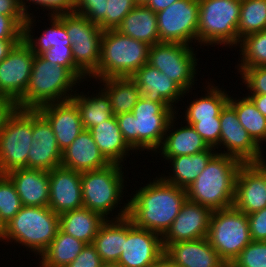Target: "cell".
<instances>
[{"mask_svg":"<svg viewBox=\"0 0 266 267\" xmlns=\"http://www.w3.org/2000/svg\"><path fill=\"white\" fill-rule=\"evenodd\" d=\"M101 267H123L118 262L103 263Z\"/></svg>","mask_w":266,"mask_h":267,"instance_id":"obj_57","label":"cell"},{"mask_svg":"<svg viewBox=\"0 0 266 267\" xmlns=\"http://www.w3.org/2000/svg\"><path fill=\"white\" fill-rule=\"evenodd\" d=\"M208 82L206 94L191 101L185 109V122H200L206 119H220V113L229 101L230 95L222 87ZM208 88V89H207Z\"/></svg>","mask_w":266,"mask_h":267,"instance_id":"obj_34","label":"cell"},{"mask_svg":"<svg viewBox=\"0 0 266 267\" xmlns=\"http://www.w3.org/2000/svg\"><path fill=\"white\" fill-rule=\"evenodd\" d=\"M150 45L121 34L116 29L104 30L101 39L98 80L131 77L148 63Z\"/></svg>","mask_w":266,"mask_h":267,"instance_id":"obj_6","label":"cell"},{"mask_svg":"<svg viewBox=\"0 0 266 267\" xmlns=\"http://www.w3.org/2000/svg\"><path fill=\"white\" fill-rule=\"evenodd\" d=\"M59 215L48 206H23L3 226L1 241L21 244L41 256L59 231ZM12 240V241H11ZM14 240V241H13Z\"/></svg>","mask_w":266,"mask_h":267,"instance_id":"obj_5","label":"cell"},{"mask_svg":"<svg viewBox=\"0 0 266 267\" xmlns=\"http://www.w3.org/2000/svg\"><path fill=\"white\" fill-rule=\"evenodd\" d=\"M151 267H178L168 256L163 254Z\"/></svg>","mask_w":266,"mask_h":267,"instance_id":"obj_56","label":"cell"},{"mask_svg":"<svg viewBox=\"0 0 266 267\" xmlns=\"http://www.w3.org/2000/svg\"><path fill=\"white\" fill-rule=\"evenodd\" d=\"M17 109V103L12 99L0 97V132L5 128L7 120Z\"/></svg>","mask_w":266,"mask_h":267,"instance_id":"obj_52","label":"cell"},{"mask_svg":"<svg viewBox=\"0 0 266 267\" xmlns=\"http://www.w3.org/2000/svg\"><path fill=\"white\" fill-rule=\"evenodd\" d=\"M247 216L252 241H266V207Z\"/></svg>","mask_w":266,"mask_h":267,"instance_id":"obj_48","label":"cell"},{"mask_svg":"<svg viewBox=\"0 0 266 267\" xmlns=\"http://www.w3.org/2000/svg\"><path fill=\"white\" fill-rule=\"evenodd\" d=\"M21 40H0V62H2Z\"/></svg>","mask_w":266,"mask_h":267,"instance_id":"obj_53","label":"cell"},{"mask_svg":"<svg viewBox=\"0 0 266 267\" xmlns=\"http://www.w3.org/2000/svg\"><path fill=\"white\" fill-rule=\"evenodd\" d=\"M6 176L14 184L23 206H48L49 171L22 168L13 170Z\"/></svg>","mask_w":266,"mask_h":267,"instance_id":"obj_25","label":"cell"},{"mask_svg":"<svg viewBox=\"0 0 266 267\" xmlns=\"http://www.w3.org/2000/svg\"><path fill=\"white\" fill-rule=\"evenodd\" d=\"M177 112L141 96L132 112L119 114L116 120L124 140L135 152L154 153L161 146L168 123Z\"/></svg>","mask_w":266,"mask_h":267,"instance_id":"obj_2","label":"cell"},{"mask_svg":"<svg viewBox=\"0 0 266 267\" xmlns=\"http://www.w3.org/2000/svg\"><path fill=\"white\" fill-rule=\"evenodd\" d=\"M176 119L174 115L169 121L162 144L154 154L161 153V157L170 159L181 155H194L210 148L191 125L186 123L182 127L181 124V127L177 128L174 125Z\"/></svg>","mask_w":266,"mask_h":267,"instance_id":"obj_26","label":"cell"},{"mask_svg":"<svg viewBox=\"0 0 266 267\" xmlns=\"http://www.w3.org/2000/svg\"><path fill=\"white\" fill-rule=\"evenodd\" d=\"M248 97L255 104L256 108L266 117V95L263 94H248Z\"/></svg>","mask_w":266,"mask_h":267,"instance_id":"obj_54","label":"cell"},{"mask_svg":"<svg viewBox=\"0 0 266 267\" xmlns=\"http://www.w3.org/2000/svg\"><path fill=\"white\" fill-rule=\"evenodd\" d=\"M212 212L208 207L186 199L178 216L162 237L163 248L180 241L207 238Z\"/></svg>","mask_w":266,"mask_h":267,"instance_id":"obj_19","label":"cell"},{"mask_svg":"<svg viewBox=\"0 0 266 267\" xmlns=\"http://www.w3.org/2000/svg\"><path fill=\"white\" fill-rule=\"evenodd\" d=\"M207 239L219 257L230 265L251 241L248 216L234 206L214 210Z\"/></svg>","mask_w":266,"mask_h":267,"instance_id":"obj_9","label":"cell"},{"mask_svg":"<svg viewBox=\"0 0 266 267\" xmlns=\"http://www.w3.org/2000/svg\"><path fill=\"white\" fill-rule=\"evenodd\" d=\"M135 84L140 88L141 96L147 100L161 103L165 108L176 109L174 106L179 103L185 92L177 83L160 72L157 68L146 63L138 69L131 77Z\"/></svg>","mask_w":266,"mask_h":267,"instance_id":"obj_21","label":"cell"},{"mask_svg":"<svg viewBox=\"0 0 266 267\" xmlns=\"http://www.w3.org/2000/svg\"><path fill=\"white\" fill-rule=\"evenodd\" d=\"M178 0H149L146 4L147 7L152 9L154 12H160L170 6L172 3Z\"/></svg>","mask_w":266,"mask_h":267,"instance_id":"obj_55","label":"cell"},{"mask_svg":"<svg viewBox=\"0 0 266 267\" xmlns=\"http://www.w3.org/2000/svg\"><path fill=\"white\" fill-rule=\"evenodd\" d=\"M32 132L27 169L51 171L60 166L62 151L58 147L52 126L37 109H32Z\"/></svg>","mask_w":266,"mask_h":267,"instance_id":"obj_18","label":"cell"},{"mask_svg":"<svg viewBox=\"0 0 266 267\" xmlns=\"http://www.w3.org/2000/svg\"><path fill=\"white\" fill-rule=\"evenodd\" d=\"M191 125L209 147L217 149L220 143V119H206L200 122H184Z\"/></svg>","mask_w":266,"mask_h":267,"instance_id":"obj_47","label":"cell"},{"mask_svg":"<svg viewBox=\"0 0 266 267\" xmlns=\"http://www.w3.org/2000/svg\"><path fill=\"white\" fill-rule=\"evenodd\" d=\"M32 137V109L17 108L0 132V174L27 168Z\"/></svg>","mask_w":266,"mask_h":267,"instance_id":"obj_10","label":"cell"},{"mask_svg":"<svg viewBox=\"0 0 266 267\" xmlns=\"http://www.w3.org/2000/svg\"><path fill=\"white\" fill-rule=\"evenodd\" d=\"M89 131L100 152L110 163L123 165V159L126 160L130 155L129 151L134 153V150L124 140L114 115L105 122L90 128Z\"/></svg>","mask_w":266,"mask_h":267,"instance_id":"obj_28","label":"cell"},{"mask_svg":"<svg viewBox=\"0 0 266 267\" xmlns=\"http://www.w3.org/2000/svg\"><path fill=\"white\" fill-rule=\"evenodd\" d=\"M2 233H3V226L0 224V239H1Z\"/></svg>","mask_w":266,"mask_h":267,"instance_id":"obj_59","label":"cell"},{"mask_svg":"<svg viewBox=\"0 0 266 267\" xmlns=\"http://www.w3.org/2000/svg\"><path fill=\"white\" fill-rule=\"evenodd\" d=\"M193 48L176 42L156 43L149 48L148 64L164 73L185 92L190 91L197 81L198 59Z\"/></svg>","mask_w":266,"mask_h":267,"instance_id":"obj_12","label":"cell"},{"mask_svg":"<svg viewBox=\"0 0 266 267\" xmlns=\"http://www.w3.org/2000/svg\"><path fill=\"white\" fill-rule=\"evenodd\" d=\"M238 46L241 52V63L236 66L238 69L266 66V30L245 36Z\"/></svg>","mask_w":266,"mask_h":267,"instance_id":"obj_39","label":"cell"},{"mask_svg":"<svg viewBox=\"0 0 266 267\" xmlns=\"http://www.w3.org/2000/svg\"><path fill=\"white\" fill-rule=\"evenodd\" d=\"M111 164L100 152L89 130L84 129L62 152L61 166L78 172L98 170Z\"/></svg>","mask_w":266,"mask_h":267,"instance_id":"obj_24","label":"cell"},{"mask_svg":"<svg viewBox=\"0 0 266 267\" xmlns=\"http://www.w3.org/2000/svg\"><path fill=\"white\" fill-rule=\"evenodd\" d=\"M102 264L96 248L92 244H86L75 260L66 267H101Z\"/></svg>","mask_w":266,"mask_h":267,"instance_id":"obj_49","label":"cell"},{"mask_svg":"<svg viewBox=\"0 0 266 267\" xmlns=\"http://www.w3.org/2000/svg\"><path fill=\"white\" fill-rule=\"evenodd\" d=\"M164 254L178 267L227 266L207 238L169 244L164 249Z\"/></svg>","mask_w":266,"mask_h":267,"instance_id":"obj_23","label":"cell"},{"mask_svg":"<svg viewBox=\"0 0 266 267\" xmlns=\"http://www.w3.org/2000/svg\"><path fill=\"white\" fill-rule=\"evenodd\" d=\"M162 237L144 228L137 227L124 217V246L118 259L123 267H151L162 255Z\"/></svg>","mask_w":266,"mask_h":267,"instance_id":"obj_14","label":"cell"},{"mask_svg":"<svg viewBox=\"0 0 266 267\" xmlns=\"http://www.w3.org/2000/svg\"><path fill=\"white\" fill-rule=\"evenodd\" d=\"M102 89L110 99L114 116L130 113L141 97L140 88L130 77H110L99 79Z\"/></svg>","mask_w":266,"mask_h":267,"instance_id":"obj_33","label":"cell"},{"mask_svg":"<svg viewBox=\"0 0 266 267\" xmlns=\"http://www.w3.org/2000/svg\"><path fill=\"white\" fill-rule=\"evenodd\" d=\"M242 164L235 157L217 153L186 189L187 199L212 211L232 207L236 178Z\"/></svg>","mask_w":266,"mask_h":267,"instance_id":"obj_3","label":"cell"},{"mask_svg":"<svg viewBox=\"0 0 266 267\" xmlns=\"http://www.w3.org/2000/svg\"><path fill=\"white\" fill-rule=\"evenodd\" d=\"M56 214L83 207L81 172L58 166L49 171V204Z\"/></svg>","mask_w":266,"mask_h":267,"instance_id":"obj_20","label":"cell"},{"mask_svg":"<svg viewBox=\"0 0 266 267\" xmlns=\"http://www.w3.org/2000/svg\"><path fill=\"white\" fill-rule=\"evenodd\" d=\"M218 153L215 148L210 147L208 150L196 153L194 155H181L165 159L171 163L173 174L161 178L167 183L176 185L180 188L187 189L202 173L209 161ZM173 167V168H172Z\"/></svg>","mask_w":266,"mask_h":267,"instance_id":"obj_30","label":"cell"},{"mask_svg":"<svg viewBox=\"0 0 266 267\" xmlns=\"http://www.w3.org/2000/svg\"><path fill=\"white\" fill-rule=\"evenodd\" d=\"M40 56L54 64L67 67L81 82L88 78L75 64L72 55L71 45L53 46L47 51L40 54Z\"/></svg>","mask_w":266,"mask_h":267,"instance_id":"obj_43","label":"cell"},{"mask_svg":"<svg viewBox=\"0 0 266 267\" xmlns=\"http://www.w3.org/2000/svg\"><path fill=\"white\" fill-rule=\"evenodd\" d=\"M229 266L266 267V241H251Z\"/></svg>","mask_w":266,"mask_h":267,"instance_id":"obj_41","label":"cell"},{"mask_svg":"<svg viewBox=\"0 0 266 267\" xmlns=\"http://www.w3.org/2000/svg\"><path fill=\"white\" fill-rule=\"evenodd\" d=\"M107 0H75L74 13L100 25L105 20Z\"/></svg>","mask_w":266,"mask_h":267,"instance_id":"obj_46","label":"cell"},{"mask_svg":"<svg viewBox=\"0 0 266 267\" xmlns=\"http://www.w3.org/2000/svg\"><path fill=\"white\" fill-rule=\"evenodd\" d=\"M199 16L197 43L238 46L237 27L240 20L241 0H198Z\"/></svg>","mask_w":266,"mask_h":267,"instance_id":"obj_7","label":"cell"},{"mask_svg":"<svg viewBox=\"0 0 266 267\" xmlns=\"http://www.w3.org/2000/svg\"><path fill=\"white\" fill-rule=\"evenodd\" d=\"M0 14L13 17L22 27L27 18L20 8V0H0Z\"/></svg>","mask_w":266,"mask_h":267,"instance_id":"obj_51","label":"cell"},{"mask_svg":"<svg viewBox=\"0 0 266 267\" xmlns=\"http://www.w3.org/2000/svg\"><path fill=\"white\" fill-rule=\"evenodd\" d=\"M249 215L266 207V160L243 163L238 171L234 205Z\"/></svg>","mask_w":266,"mask_h":267,"instance_id":"obj_17","label":"cell"},{"mask_svg":"<svg viewBox=\"0 0 266 267\" xmlns=\"http://www.w3.org/2000/svg\"><path fill=\"white\" fill-rule=\"evenodd\" d=\"M136 6L134 0H107L102 30L117 29L124 17Z\"/></svg>","mask_w":266,"mask_h":267,"instance_id":"obj_42","label":"cell"},{"mask_svg":"<svg viewBox=\"0 0 266 267\" xmlns=\"http://www.w3.org/2000/svg\"><path fill=\"white\" fill-rule=\"evenodd\" d=\"M236 99L237 97L230 96L228 103L235 109L243 128L262 147L261 143L266 142V117L262 115L248 96Z\"/></svg>","mask_w":266,"mask_h":267,"instance_id":"obj_37","label":"cell"},{"mask_svg":"<svg viewBox=\"0 0 266 267\" xmlns=\"http://www.w3.org/2000/svg\"><path fill=\"white\" fill-rule=\"evenodd\" d=\"M106 220L100 213L82 207L60 214L59 228L86 244H92L99 228Z\"/></svg>","mask_w":266,"mask_h":267,"instance_id":"obj_31","label":"cell"},{"mask_svg":"<svg viewBox=\"0 0 266 267\" xmlns=\"http://www.w3.org/2000/svg\"><path fill=\"white\" fill-rule=\"evenodd\" d=\"M243 84L250 92L248 94L266 95V66L237 69Z\"/></svg>","mask_w":266,"mask_h":267,"instance_id":"obj_45","label":"cell"},{"mask_svg":"<svg viewBox=\"0 0 266 267\" xmlns=\"http://www.w3.org/2000/svg\"><path fill=\"white\" fill-rule=\"evenodd\" d=\"M123 165L111 163L107 167L81 172L83 207L100 213L105 219L120 204L124 194ZM119 202V203H118Z\"/></svg>","mask_w":266,"mask_h":267,"instance_id":"obj_8","label":"cell"},{"mask_svg":"<svg viewBox=\"0 0 266 267\" xmlns=\"http://www.w3.org/2000/svg\"><path fill=\"white\" fill-rule=\"evenodd\" d=\"M76 83L80 86L82 82L67 67L35 55L27 89L16 102L17 108L38 109L49 103L70 100L76 92Z\"/></svg>","mask_w":266,"mask_h":267,"instance_id":"obj_4","label":"cell"},{"mask_svg":"<svg viewBox=\"0 0 266 267\" xmlns=\"http://www.w3.org/2000/svg\"><path fill=\"white\" fill-rule=\"evenodd\" d=\"M86 243L60 229L47 250L39 257L40 267H66L79 255Z\"/></svg>","mask_w":266,"mask_h":267,"instance_id":"obj_36","label":"cell"},{"mask_svg":"<svg viewBox=\"0 0 266 267\" xmlns=\"http://www.w3.org/2000/svg\"><path fill=\"white\" fill-rule=\"evenodd\" d=\"M32 2L40 7H44L48 11V16H59L71 14L75 11V0H20V8L26 18L31 17L32 13L28 12L30 5L27 2Z\"/></svg>","mask_w":266,"mask_h":267,"instance_id":"obj_44","label":"cell"},{"mask_svg":"<svg viewBox=\"0 0 266 267\" xmlns=\"http://www.w3.org/2000/svg\"><path fill=\"white\" fill-rule=\"evenodd\" d=\"M49 20H51V27L45 28V31H43L40 37H33L34 32H32V29L35 23L33 15L27 18L23 26L22 40L30 47L35 55H40L53 46L71 45L65 28V15L50 16Z\"/></svg>","mask_w":266,"mask_h":267,"instance_id":"obj_32","label":"cell"},{"mask_svg":"<svg viewBox=\"0 0 266 267\" xmlns=\"http://www.w3.org/2000/svg\"><path fill=\"white\" fill-rule=\"evenodd\" d=\"M156 14L160 42L196 43L198 0H178Z\"/></svg>","mask_w":266,"mask_h":267,"instance_id":"obj_13","label":"cell"},{"mask_svg":"<svg viewBox=\"0 0 266 267\" xmlns=\"http://www.w3.org/2000/svg\"><path fill=\"white\" fill-rule=\"evenodd\" d=\"M116 217L107 219L99 228L92 245L103 263L118 262L124 246V217L129 214V203L119 209Z\"/></svg>","mask_w":266,"mask_h":267,"instance_id":"obj_27","label":"cell"},{"mask_svg":"<svg viewBox=\"0 0 266 267\" xmlns=\"http://www.w3.org/2000/svg\"><path fill=\"white\" fill-rule=\"evenodd\" d=\"M116 30L150 46L160 42L157 14L146 5H136Z\"/></svg>","mask_w":266,"mask_h":267,"instance_id":"obj_29","label":"cell"},{"mask_svg":"<svg viewBox=\"0 0 266 267\" xmlns=\"http://www.w3.org/2000/svg\"><path fill=\"white\" fill-rule=\"evenodd\" d=\"M65 28L72 46L74 64L88 78H95L97 81L104 30L76 13L65 14Z\"/></svg>","mask_w":266,"mask_h":267,"instance_id":"obj_11","label":"cell"},{"mask_svg":"<svg viewBox=\"0 0 266 267\" xmlns=\"http://www.w3.org/2000/svg\"><path fill=\"white\" fill-rule=\"evenodd\" d=\"M135 192L133 198L126 200L129 203L128 217L137 227L163 237L187 199L186 189L156 176Z\"/></svg>","mask_w":266,"mask_h":267,"instance_id":"obj_1","label":"cell"},{"mask_svg":"<svg viewBox=\"0 0 266 267\" xmlns=\"http://www.w3.org/2000/svg\"><path fill=\"white\" fill-rule=\"evenodd\" d=\"M23 27L11 16L0 14V40H22Z\"/></svg>","mask_w":266,"mask_h":267,"instance_id":"obj_50","label":"cell"},{"mask_svg":"<svg viewBox=\"0 0 266 267\" xmlns=\"http://www.w3.org/2000/svg\"><path fill=\"white\" fill-rule=\"evenodd\" d=\"M23 207L12 181L0 174V224L6 225Z\"/></svg>","mask_w":266,"mask_h":267,"instance_id":"obj_40","label":"cell"},{"mask_svg":"<svg viewBox=\"0 0 266 267\" xmlns=\"http://www.w3.org/2000/svg\"><path fill=\"white\" fill-rule=\"evenodd\" d=\"M149 0H134L136 5H146Z\"/></svg>","mask_w":266,"mask_h":267,"instance_id":"obj_58","label":"cell"},{"mask_svg":"<svg viewBox=\"0 0 266 267\" xmlns=\"http://www.w3.org/2000/svg\"><path fill=\"white\" fill-rule=\"evenodd\" d=\"M266 30V0H241L238 43L245 36Z\"/></svg>","mask_w":266,"mask_h":267,"instance_id":"obj_38","label":"cell"},{"mask_svg":"<svg viewBox=\"0 0 266 267\" xmlns=\"http://www.w3.org/2000/svg\"><path fill=\"white\" fill-rule=\"evenodd\" d=\"M220 143L219 154L228 155L237 158L243 163H254L264 160L262 147H260L243 128L238 120L235 109L227 103L220 113ZM222 151V152H221Z\"/></svg>","mask_w":266,"mask_h":267,"instance_id":"obj_15","label":"cell"},{"mask_svg":"<svg viewBox=\"0 0 266 267\" xmlns=\"http://www.w3.org/2000/svg\"><path fill=\"white\" fill-rule=\"evenodd\" d=\"M50 123L63 152L84 130L76 104L70 99L49 103L37 109Z\"/></svg>","mask_w":266,"mask_h":267,"instance_id":"obj_22","label":"cell"},{"mask_svg":"<svg viewBox=\"0 0 266 267\" xmlns=\"http://www.w3.org/2000/svg\"><path fill=\"white\" fill-rule=\"evenodd\" d=\"M35 54L21 40L0 62V97L17 102L27 89Z\"/></svg>","mask_w":266,"mask_h":267,"instance_id":"obj_16","label":"cell"},{"mask_svg":"<svg viewBox=\"0 0 266 267\" xmlns=\"http://www.w3.org/2000/svg\"><path fill=\"white\" fill-rule=\"evenodd\" d=\"M87 94L76 92L71 97V100L79 110L83 128L89 130L101 124V122L103 123L110 119L113 113L111 111L110 99L102 89L97 94L92 93L91 96L89 92Z\"/></svg>","mask_w":266,"mask_h":267,"instance_id":"obj_35","label":"cell"}]
</instances>
